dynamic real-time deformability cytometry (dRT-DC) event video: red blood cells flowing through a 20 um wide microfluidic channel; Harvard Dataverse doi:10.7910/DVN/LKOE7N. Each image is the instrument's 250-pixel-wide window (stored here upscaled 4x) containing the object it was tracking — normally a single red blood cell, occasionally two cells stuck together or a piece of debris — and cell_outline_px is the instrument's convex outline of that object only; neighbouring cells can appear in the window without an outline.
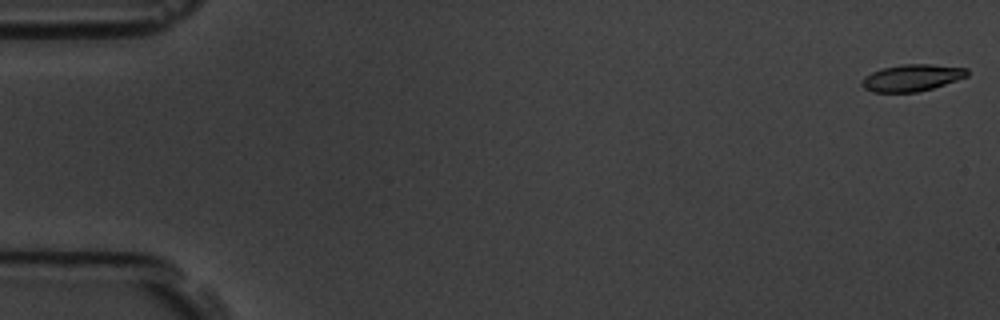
{"species": "common noctule bat (a hibernating species)", "species_latin": "Nyctalus noctula", "temperature_condition": "room temperature", "stored_images_in_passage": 58, "camera_frame_rate_fps": 3000, "um_per_image_px": 0.085, "animal": {"sex": "male", "body_mass_g": 19.5, "forearm_length_mm": 54.6}, "frame": {"image": 1, "passage_image": 1, "time_ms": 0.0, "image_size_px": [1000, 320], "cell_outline_px": [[968, 76], [932, 88], [916, 92], [872, 92], [864, 88], [860, 84], [860, 80], [864, 76], [872, 72], [884, 68], [900, 64], [932, 64], [968, 68]], "centroid_in_image_um": [77.48, 6.6], "position_along_channel_um": 7.5, "area_um2": 16.47}}
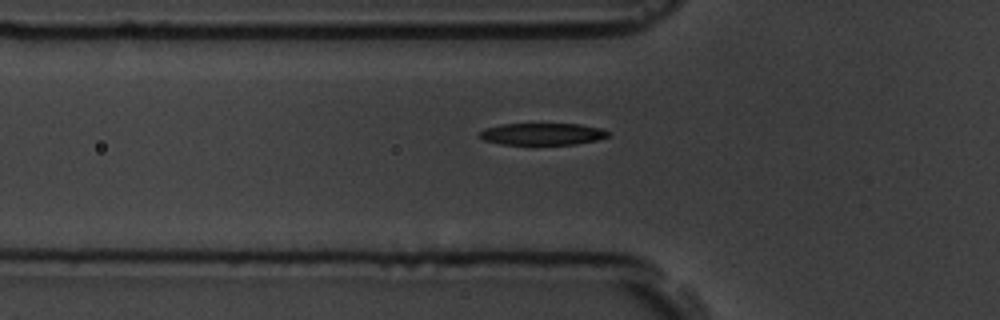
{"frame": {"image": 2, "passage_image": 20, "time_ms": 6.333, "image_size_px": [1000, 320], "cell_outline_px": [[612, 132], [608, 136], [596, 140], [576, 144], [500, 144], [484, 140], [476, 136], [476, 132], [484, 128], [500, 124], [580, 124], [600, 128]], "centroid_in_image_um": [46.04, 11.38], "position_along_channel_um": 79.8, "area_um2": 16.59}}
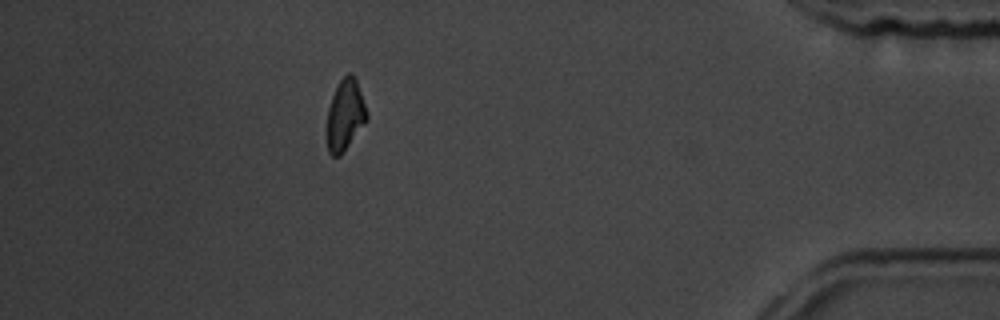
{"frame": {"image": 3, "passage_image": 52, "time_ms": 17.0, "image_size_px": [1000, 320], "cell_outline_px": [[368, 120], [340, 156], [332, 156], [328, 152], [324, 132], [328, 108], [336, 84], [348, 72], [352, 72], [356, 76], [368, 112]], "centroid_in_image_um": [29.31, 9.77], "position_along_channel_um": 405.9, "area_um2": 17.34}, "authors_computed_cell_mechanics": {"area_um2": 17.1088, "velocity_mm_per_s": 3.5106, "shape_relaxation_time_tau1_ms": 1.9917, "shape_relaxation_time_tau2_ms": null, "deformation_change_tau1": 0.1436, "deformation_change_tau2": null}}